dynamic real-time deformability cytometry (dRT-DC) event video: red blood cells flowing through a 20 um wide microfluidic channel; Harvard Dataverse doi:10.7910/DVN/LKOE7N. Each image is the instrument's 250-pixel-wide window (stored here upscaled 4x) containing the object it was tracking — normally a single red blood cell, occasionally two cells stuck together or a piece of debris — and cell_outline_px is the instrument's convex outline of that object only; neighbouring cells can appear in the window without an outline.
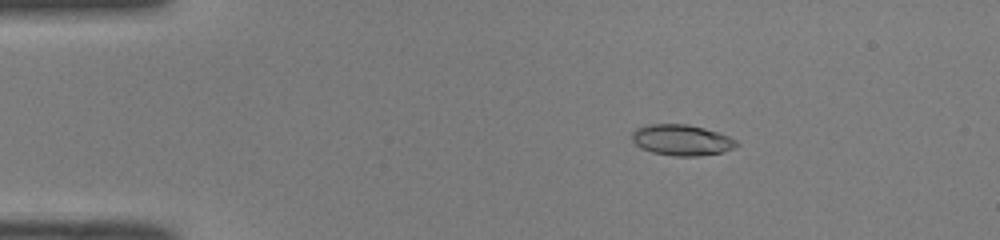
{"species": "common noctule bat (a hibernating species)", "species_latin": "Nyctalus noctula", "temperature_condition": "room temperature", "stored_images_in_passage": 49, "camera_frame_rate_fps": 3000, "um_per_image_px": 0.085, "animal": {"sex": "male", "body_mass_g": 19.0, "forearm_length_mm": 50.8}, "frame": {"image": 1, "passage_image": 8, "time_ms": 2.333, "image_size_px": [1000, 240], "cell_outline_px": [[740, 144], [724, 152], [700, 156], [672, 156], [652, 152], [640, 148], [632, 140], [632, 132], [636, 128], [648, 124], [688, 124], [704, 128], [728, 136], [736, 140]], "centroid_in_image_um": [57.93, 11.91], "position_along_channel_um": 27.1, "area_um2": 18.9}}
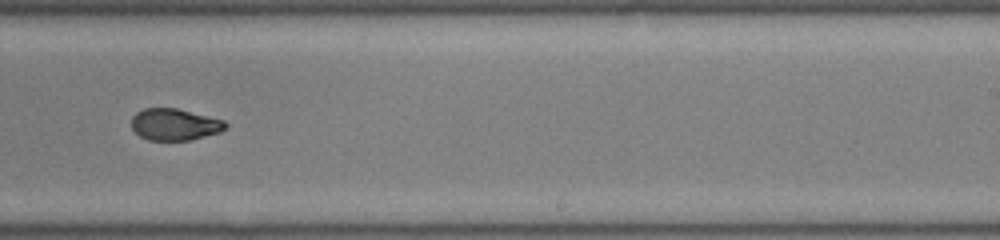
{"frame": {"image": 2, "passage_image": 31, "time_ms": 10.0, "image_size_px": [1000, 240], "cell_outline_px": [[228, 128], [220, 132], [188, 140], [148, 140], [140, 136], [132, 128], [132, 116], [136, 112], [144, 108], [176, 108], [224, 120], [228, 124]], "centroid_in_image_um": [14.85, 10.57], "position_along_channel_um": 274.2, "area_um2": 17.34}}
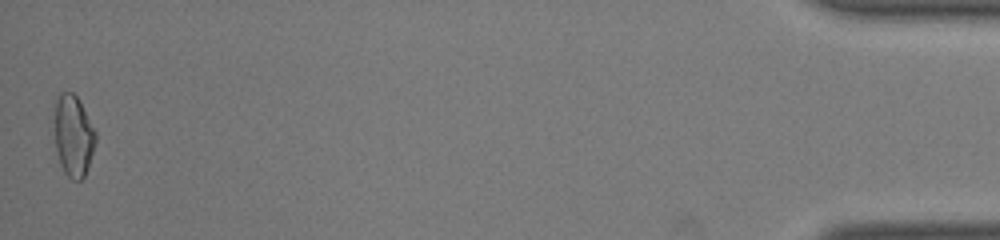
{"frame": {"image": 3, "passage_image": 49, "time_ms": 16.0, "image_size_px": [1000, 240], "cell_outline_px": [[96, 140], [84, 176], [80, 180], [72, 180], [64, 172], [60, 164], [56, 148], [56, 96], [60, 92], [72, 92], [76, 96], [96, 132]], "centroid_in_image_um": [6.24, 11.55], "position_along_channel_um": 429.0, "area_um2": 18.9}, "authors_computed_cell_mechanics": {"area_um2": 18.3804, "velocity_mm_per_s": 4.0897, "shape_relaxation_time_tau1_ms": null, "shape_relaxation_time_tau2_ms": 2.1124, "deformation_change_tau1": null, "deformation_change_tau2": 0.0728}}